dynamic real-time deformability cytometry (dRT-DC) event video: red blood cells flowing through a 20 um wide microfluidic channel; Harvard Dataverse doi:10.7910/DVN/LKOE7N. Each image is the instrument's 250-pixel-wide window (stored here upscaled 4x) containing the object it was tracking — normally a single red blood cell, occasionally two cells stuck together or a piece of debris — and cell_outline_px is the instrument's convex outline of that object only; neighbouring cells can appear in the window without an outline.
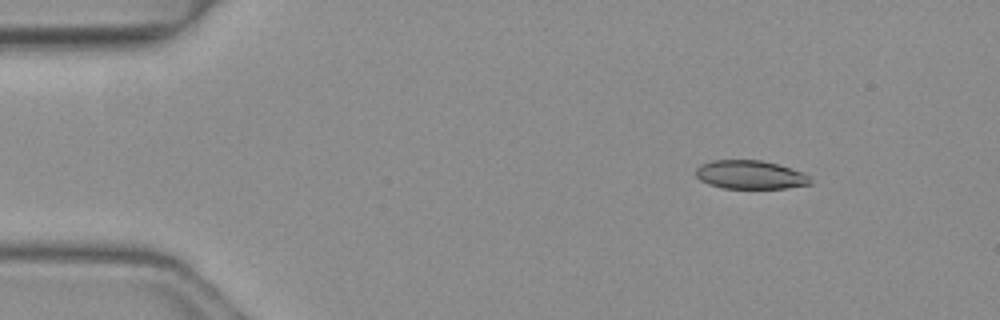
{"species": "common noctule bat (a hibernating species)", "species_latin": "Nyctalus noctula", "temperature_condition": "warm", "stored_images_in_passage": 4, "camera_frame_rate_fps": 3000, "um_per_image_px": 0.085, "animal": {"sex": "female", "body_mass_g": 19.3, "forearm_length_mm": 54.1}, "frame": {"image": 1, "passage_image": 2, "time_ms": 0.333, "image_size_px": [1000, 320], "cell_outline_px": [[812, 184], [788, 188], [724, 188], [708, 184], [700, 180], [696, 176], [696, 168], [700, 164], [712, 160], [760, 160], [776, 164], [804, 172], [812, 176]], "centroid_in_image_um": [63.8, 14.85], "position_along_channel_um": 21.2, "area_um2": 19.25}}